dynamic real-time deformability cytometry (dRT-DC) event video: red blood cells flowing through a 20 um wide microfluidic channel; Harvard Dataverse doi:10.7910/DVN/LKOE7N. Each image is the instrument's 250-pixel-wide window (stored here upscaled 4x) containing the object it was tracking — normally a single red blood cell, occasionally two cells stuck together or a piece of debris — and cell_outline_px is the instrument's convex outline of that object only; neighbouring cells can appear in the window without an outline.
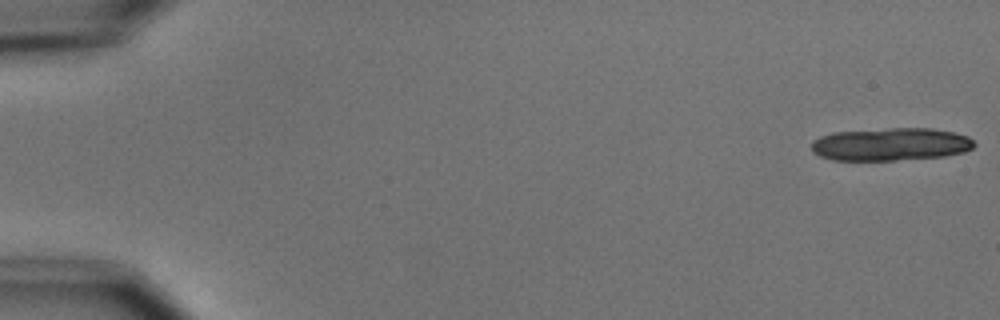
{"species": "common noctule bat (a hibernating species)", "species_latin": "Nyctalus noctula", "temperature_condition": "cold", "stored_images_in_passage": 5, "camera_frame_rate_fps": 3000, "um_per_image_px": 0.085, "animal": {"sex": "male", "body_mass_g": 15.6}, "frame": {"image": 1, "passage_image": 1, "time_ms": 0.0, "image_size_px": [1000, 320], "cell_outline_px": [[976, 144], [972, 148], [964, 152], [944, 156], [896, 160], [832, 160], [820, 156], [812, 152], [812, 140], [820, 136], [832, 132], [892, 128], [932, 128], [952, 132], [968, 136]], "centroid_in_image_um": [75.69, 12.26], "position_along_channel_um": 9.3, "area_um2": 31.21}}